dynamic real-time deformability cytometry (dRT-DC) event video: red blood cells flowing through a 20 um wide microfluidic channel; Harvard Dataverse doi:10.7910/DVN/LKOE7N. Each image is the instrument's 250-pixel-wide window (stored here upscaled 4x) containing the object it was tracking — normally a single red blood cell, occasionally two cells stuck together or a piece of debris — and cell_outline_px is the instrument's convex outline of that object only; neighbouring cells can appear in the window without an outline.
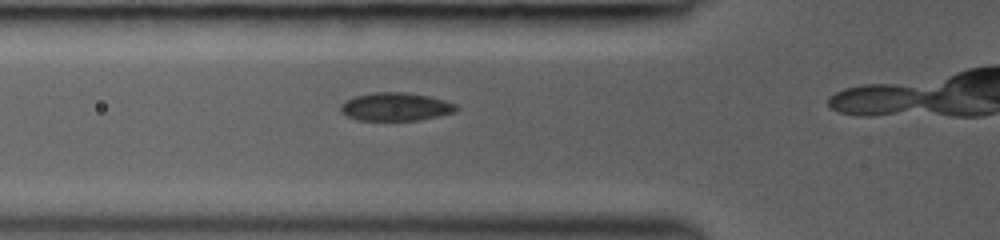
{"species": "common noctule bat (a hibernating species)", "species_latin": "Nyctalus noctula", "temperature_condition": "room temperature", "stored_images_in_passage": 10, "camera_frame_rate_fps": 3000, "um_per_image_px": 0.085, "animal": {"sex": "female", "body_mass_g": 19.0, "forearm_length_mm": 53.3}, "frame": {"image": 1, "passage_image": 9, "time_ms": 2.667, "image_size_px": [1000, 240], "cell_outline_px": [[460, 108], [456, 112], [420, 120], [356, 120], [340, 112], [340, 104], [352, 96], [376, 92], [404, 92], [428, 96], [444, 100], [456, 104]], "centroid_in_image_um": [33.62, 9.07], "position_along_channel_um": 92.2, "area_um2": 19.13}}